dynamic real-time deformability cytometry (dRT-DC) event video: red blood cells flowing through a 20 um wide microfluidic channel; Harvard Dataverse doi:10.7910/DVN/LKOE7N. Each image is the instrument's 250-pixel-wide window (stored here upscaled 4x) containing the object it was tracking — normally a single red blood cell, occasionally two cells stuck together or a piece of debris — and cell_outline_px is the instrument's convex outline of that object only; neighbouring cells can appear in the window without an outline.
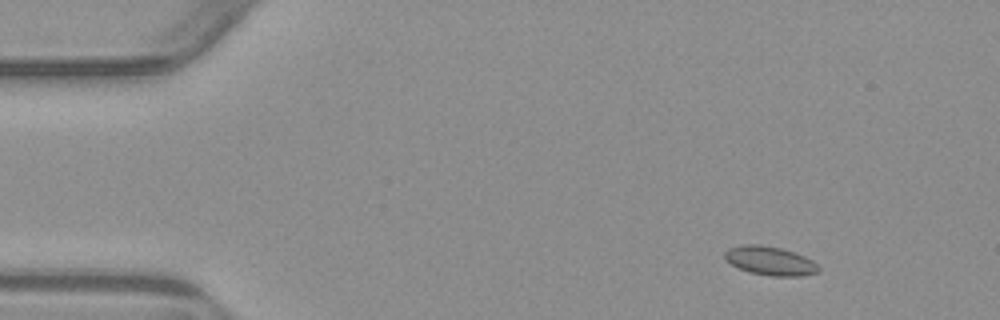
{"species": "common noctule bat (a hibernating species)", "species_latin": "Nyctalus noctula", "temperature_condition": "warm", "stored_images_in_passage": 6, "camera_frame_rate_fps": 3000, "um_per_image_px": 0.085, "animal": {"sex": "male", "body_mass_g": 23.1, "forearm_length_mm": 52.7}, "frame": {"image": 1, "passage_image": 2, "time_ms": 1.333, "image_size_px": [1000, 320], "cell_outline_px": [[820, 268], [816, 272], [800, 276], [772, 276], [748, 272], [732, 264], [724, 256], [724, 252], [728, 248], [744, 244], [760, 244], [780, 248], [804, 256], [812, 260]], "centroid_in_image_um": [65.43, 22.16], "position_along_channel_um": 19.6, "area_um2": 15.55}}
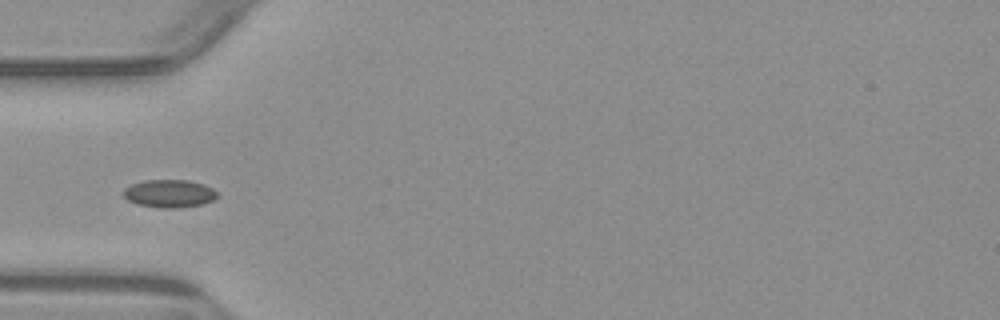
{"frame": {"image": 2, "passage_image": 5, "time_ms": 5.0, "image_size_px": [1000, 320], "cell_outline_px": [[216, 196], [212, 200], [204, 204], [176, 208], [160, 208], [136, 204], [128, 200], [120, 192], [124, 188], [132, 184], [144, 180], [188, 180], [204, 184], [212, 188], [216, 192]], "centroid_in_image_um": [14.35, 16.45], "position_along_channel_um": 70.7, "area_um2": 15.32}}
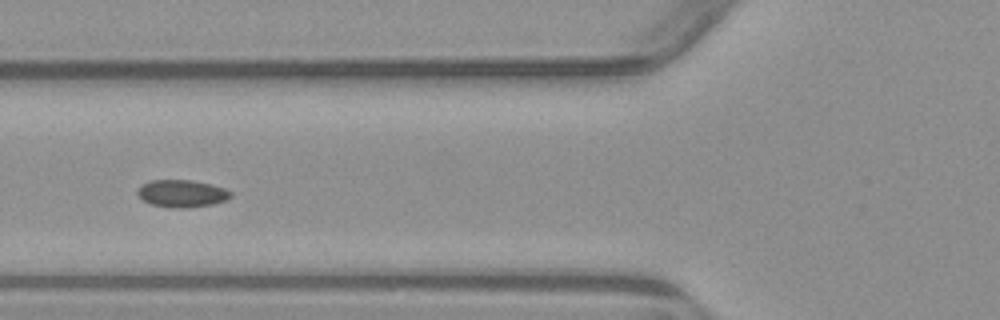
{"frame": {"image": 3, "passage_image": 6, "time_ms": 6.0, "image_size_px": [1000, 320], "cell_outline_px": [[232, 196], [224, 200], [212, 204], [188, 208], [172, 208], [152, 204], [144, 200], [136, 192], [144, 184], [152, 180], [192, 180], [212, 184], [224, 188], [232, 192]], "centroid_in_image_um": [15.5, 16.45], "position_along_channel_um": 110.3, "area_um2": 14.68}}